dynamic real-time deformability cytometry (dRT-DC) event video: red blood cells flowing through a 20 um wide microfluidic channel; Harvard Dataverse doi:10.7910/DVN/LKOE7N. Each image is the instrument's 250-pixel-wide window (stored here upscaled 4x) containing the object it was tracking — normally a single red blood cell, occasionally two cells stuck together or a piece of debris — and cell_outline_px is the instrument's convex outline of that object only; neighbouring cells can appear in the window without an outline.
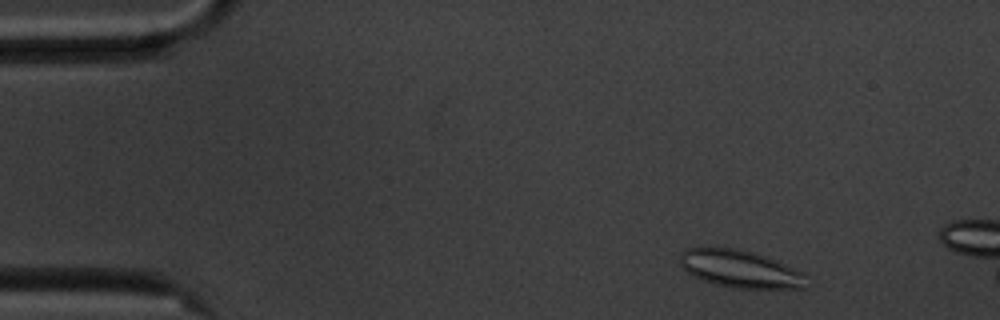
{"species": "common noctule bat (a hibernating species)", "species_latin": "Nyctalus noctula", "temperature_condition": "cold", "stored_images_in_passage": 11, "camera_frame_rate_fps": 3000, "um_per_image_px": 0.085, "animal": {"sex": "male", "body_mass_g": 20.1, "forearm_length_mm": 53.5}, "frame": {"image": 1, "passage_image": 4, "time_ms": 1.0, "image_size_px": [1000, 320], "cell_outline_px": [[808, 276], [804, 288], [732, 288], [716, 284], [692, 276], [680, 268], [680, 256], [688, 248], [736, 248], [768, 256], [804, 272]], "centroid_in_image_um": [62.94, 22.86], "position_along_channel_um": 22.1, "area_um2": 27.74}}